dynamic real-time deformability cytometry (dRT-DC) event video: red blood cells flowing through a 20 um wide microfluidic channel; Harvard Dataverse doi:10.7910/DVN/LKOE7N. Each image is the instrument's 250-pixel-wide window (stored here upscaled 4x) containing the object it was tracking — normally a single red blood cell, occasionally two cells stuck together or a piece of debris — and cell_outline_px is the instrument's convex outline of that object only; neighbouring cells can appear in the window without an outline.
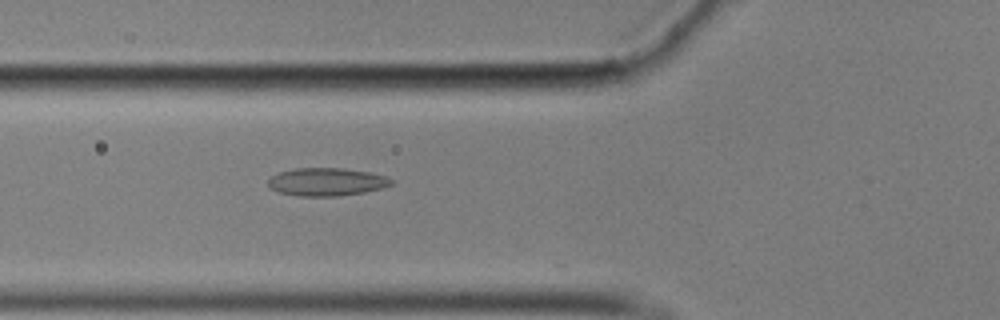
{"species": "common noctule bat (a hibernating species)", "species_latin": "Nyctalus noctula", "temperature_condition": "cold", "stored_images_in_passage": 44, "camera_frame_rate_fps": 3000, "um_per_image_px": 0.085, "animal": {"sex": "male", "body_mass_g": 17.9}, "frame": {"image": 1, "passage_image": 8, "time_ms": 2.333, "image_size_px": [1000, 320], "cell_outline_px": [[392, 184], [380, 188], [364, 192], [340, 196], [300, 196], [280, 192], [272, 188], [268, 184], [268, 180], [272, 176], [280, 172], [296, 168], [340, 168], [368, 172], [388, 176], [392, 180]], "centroid_in_image_um": [27.78, 15.46], "position_along_channel_um": 98.0, "area_um2": 19.83}}
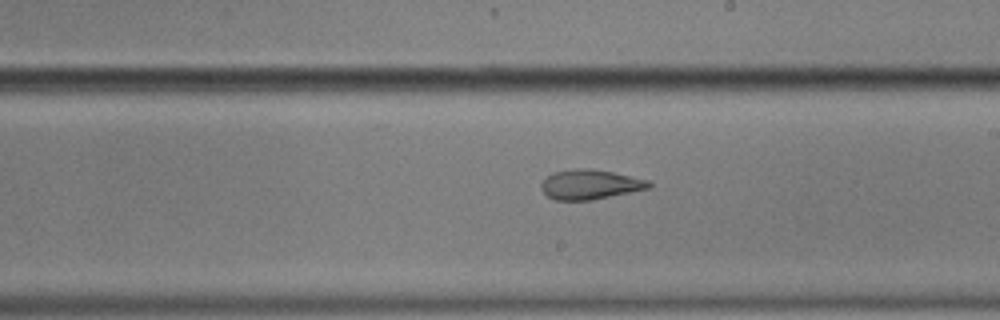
{"frame": {"image": 2, "passage_image": 20, "time_ms": 6.333, "image_size_px": [1000, 320], "cell_outline_px": [[652, 188], [592, 200], [556, 200], [548, 196], [540, 188], [540, 184], [552, 172], [576, 168], [588, 168], [612, 172], [648, 180], [652, 184]], "centroid_in_image_um": [50.16, 15.68], "position_along_channel_um": 238.8, "area_um2": 18.67}}
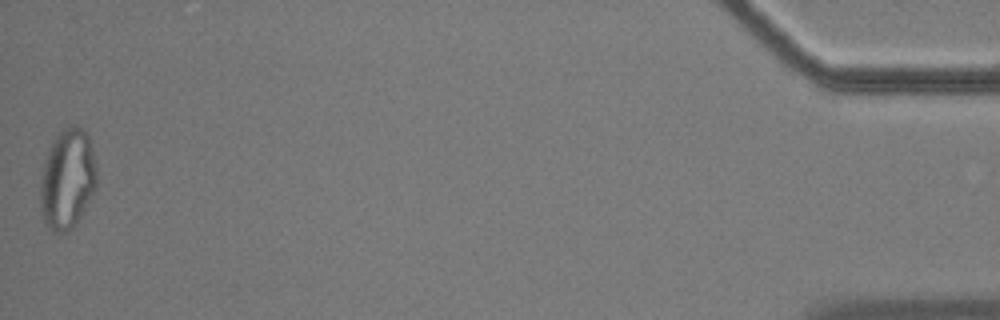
{"frame": {"image": 3, "passage_image": 44, "time_ms": 14.333, "image_size_px": [1000, 320], "cell_outline_px": [[96, 188], [80, 216], [72, 228], [64, 232], [52, 232], [44, 220], [40, 208], [40, 184], [44, 160], [52, 140], [56, 132], [68, 124], [72, 124], [84, 128], [88, 136], [96, 160]], "centroid_in_image_um": [5.72, 15.15], "position_along_channel_um": 429.5, "area_um2": 33.29}, "authors_computed_cell_mechanics": {"area_um2": 20.6924, "velocity_mm_per_s": 3.5079, "shape_relaxation_time_tau1_ms": null, "shape_relaxation_time_tau2_ms": 2.5631, "deformation_change_tau1": null, "deformation_change_tau2": 0.0854}}